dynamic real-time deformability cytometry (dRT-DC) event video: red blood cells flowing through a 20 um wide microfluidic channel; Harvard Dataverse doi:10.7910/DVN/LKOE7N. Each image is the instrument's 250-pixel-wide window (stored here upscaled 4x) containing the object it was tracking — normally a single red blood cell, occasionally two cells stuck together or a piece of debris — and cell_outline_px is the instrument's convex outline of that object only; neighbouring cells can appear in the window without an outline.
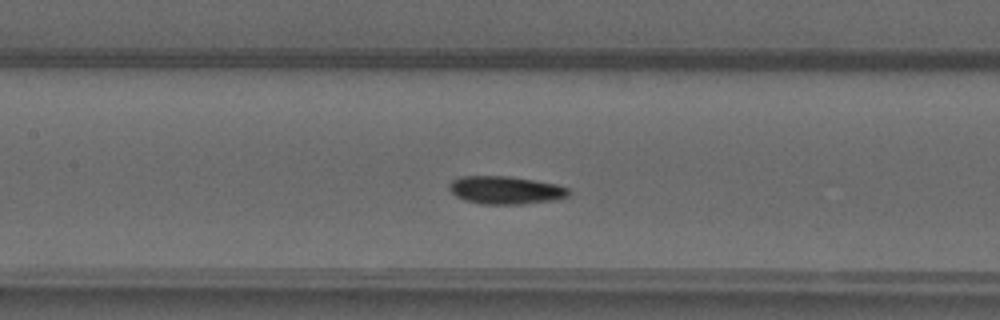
{"species": "common noctule bat (a hibernating species)", "species_latin": "Nyctalus noctula", "temperature_condition": "warm", "stored_images_in_passage": 44, "camera_frame_rate_fps": 3000, "um_per_image_px": 0.085, "animal": {"sex": "male", "forearm_length_mm": 52.5}, "frame": {"image": 1, "passage_image": 17, "time_ms": 5.333, "image_size_px": [1000, 320], "cell_outline_px": [[572, 192], [568, 196], [560, 200], [524, 204], [480, 204], [464, 200], [456, 196], [448, 188], [448, 184], [452, 180], [460, 176], [508, 176], [536, 180], [556, 184], [568, 188]], "centroid_in_image_um": [43.01, 16.16], "position_along_channel_um": 164.4, "area_um2": 19.83}}
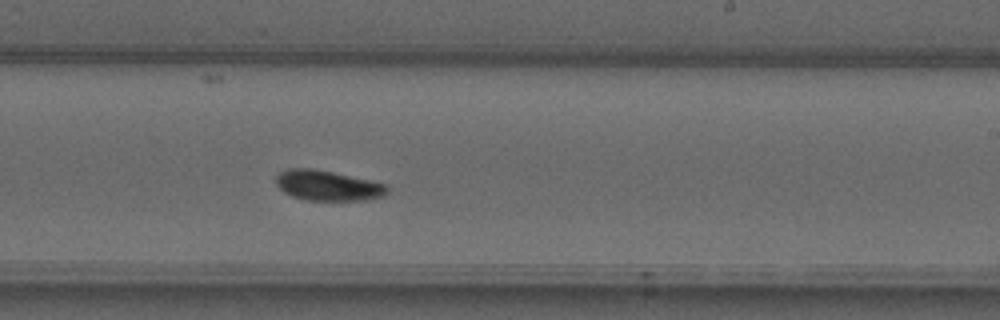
{"frame": {"image": 2, "passage_image": 24, "time_ms": 7.667, "image_size_px": [1000, 320], "cell_outline_px": [[388, 192], [384, 196], [364, 200], [304, 200], [292, 196], [284, 192], [276, 184], [276, 176], [280, 172], [288, 168], [312, 168], [372, 180], [388, 184]], "centroid_in_image_um": [27.88, 15.77], "position_along_channel_um": 261.1, "area_um2": 19.71}}
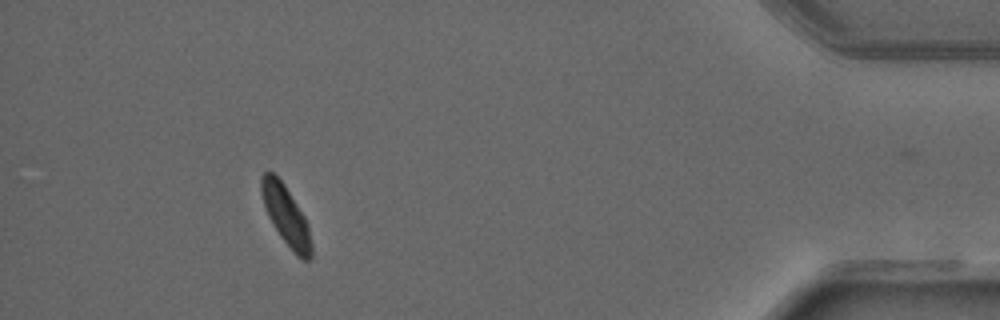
{"frame": {"image": 3, "passage_image": 39, "time_ms": 12.667, "image_size_px": [1000, 320], "cell_outline_px": [[312, 256], [308, 260], [304, 260], [296, 256], [292, 252], [280, 236], [268, 216], [264, 204], [260, 188], [260, 176], [264, 172], [272, 172], [284, 184], [304, 216], [308, 224], [312, 244]], "centroid_in_image_um": [24.32, 18.35], "position_along_channel_um": 410.9, "area_um2": 17.28}}